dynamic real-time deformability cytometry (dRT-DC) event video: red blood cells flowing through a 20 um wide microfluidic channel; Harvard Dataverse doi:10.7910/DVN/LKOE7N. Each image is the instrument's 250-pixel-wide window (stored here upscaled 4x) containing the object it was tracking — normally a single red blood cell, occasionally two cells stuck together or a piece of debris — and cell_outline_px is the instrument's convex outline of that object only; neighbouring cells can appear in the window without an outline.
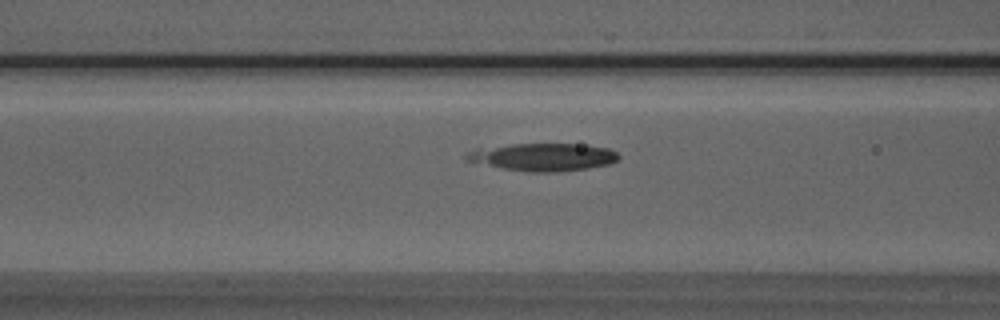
{"species": "Egyptian fruit bat (a non-hibernating species)", "species_latin": "Rousettus aegyptiacus", "temperature_condition": "room temperature", "stored_images_in_passage": 29, "camera_frame_rate_fps": 3000, "um_per_image_px": 0.085, "animal": {"sex": "male"}, "frame": {"image": 1, "passage_image": 8, "time_ms": 2.333, "image_size_px": [1000, 320], "cell_outline_px": [[620, 156], [616, 160], [608, 164], [588, 168], [556, 172], [532, 172], [504, 168], [464, 160], [464, 156], [468, 152], [476, 148], [512, 144], [576, 144], [608, 148], [616, 152]], "centroid_in_image_um": [46.14, 13.34], "position_along_channel_um": 120.5, "area_um2": 24.28}}
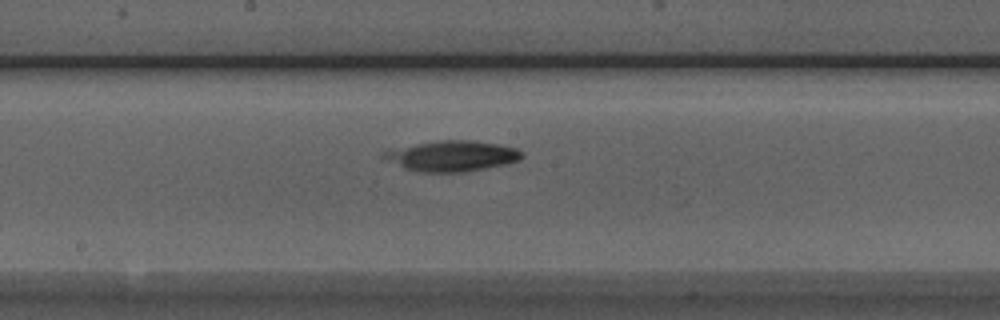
{"frame": {"image": 2, "passage_image": 15, "time_ms": 4.667, "image_size_px": [1000, 320], "cell_outline_px": [[524, 156], [520, 160], [508, 164], [464, 172], [424, 172], [404, 168], [380, 156], [380, 152], [416, 144], [436, 140], [476, 140], [500, 144], [516, 148], [524, 152]], "centroid_in_image_um": [38.49, 13.25], "position_along_channel_um": 209.7, "area_um2": 24.74}}
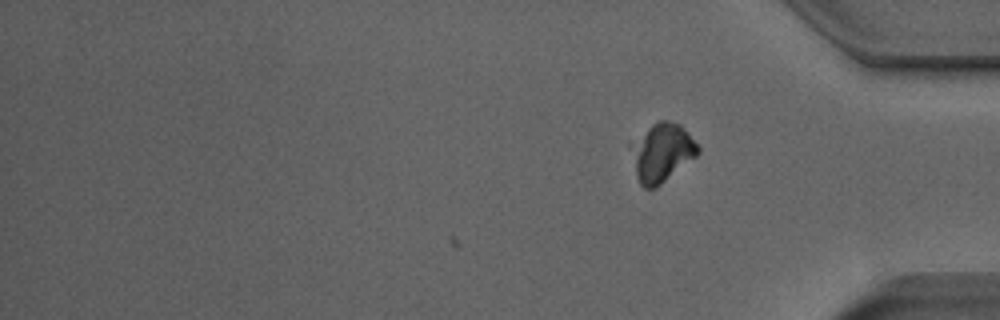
{"frame": {"image": 3, "passage_image": 29, "time_ms": 9.333, "image_size_px": [1000, 320], "cell_outline_px": [[700, 152], [696, 156], [656, 188], [644, 188], [640, 184], [636, 176], [636, 144], [648, 128], [652, 124], [660, 120], [668, 120], [680, 124], [684, 128], [700, 148]], "centroid_in_image_um": [56.37, 12.98], "position_along_channel_um": 378.8, "area_um2": 21.44}, "authors_computed_cell_mechanics": {"area_um2": 23.7558, "velocity_mm_per_s": 3.8431, "shape_relaxation_time_tau1_ms": 6.6738, "shape_relaxation_time_tau2_ms": null, "deformation_change_tau1": 0.1574, "deformation_change_tau2": null}}